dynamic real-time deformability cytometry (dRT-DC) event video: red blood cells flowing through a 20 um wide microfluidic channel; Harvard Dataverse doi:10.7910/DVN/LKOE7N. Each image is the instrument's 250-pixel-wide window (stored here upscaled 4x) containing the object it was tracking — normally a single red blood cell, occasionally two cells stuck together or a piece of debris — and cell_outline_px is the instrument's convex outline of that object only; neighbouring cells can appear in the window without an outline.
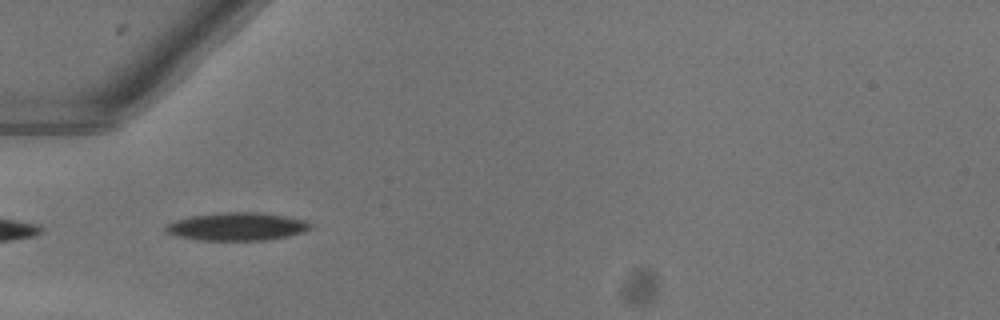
{"species": "common noctule bat (a hibernating species)", "species_latin": "Nyctalus noctula", "temperature_condition": "warm", "stored_images_in_passage": 22, "camera_frame_rate_fps": 3000, "um_per_image_px": 0.085, "animal": {"sex": "female"}, "frame": {"image": 1, "passage_image": 1, "time_ms": 0.0, "image_size_px": [1000, 320], "cell_outline_px": [[312, 228], [304, 232], [264, 240], [196, 240], [176, 236], [164, 232], [164, 228], [168, 224], [176, 220], [192, 216], [220, 212], [260, 212], [308, 220], [312, 224]], "centroid_in_image_um": [20.14, 19.25], "position_along_channel_um": 64.9, "area_um2": 23.64}}
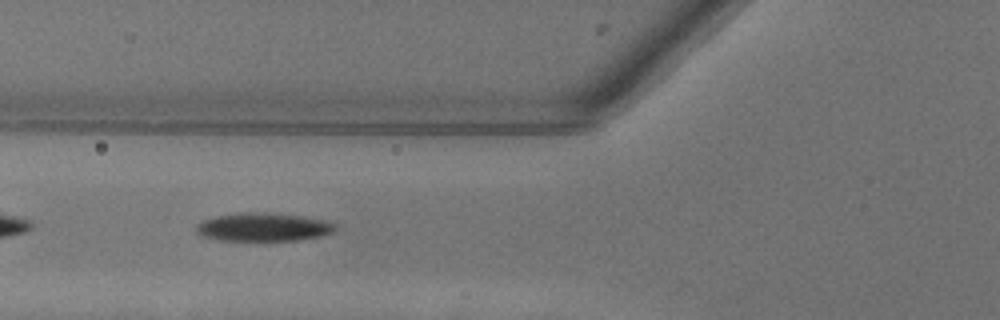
{"frame": {"image": 2, "passage_image": 4, "time_ms": 1.0, "image_size_px": [1000, 320], "cell_outline_px": [[336, 232], [324, 236], [300, 240], [220, 240], [200, 236], [196, 232], [196, 224], [204, 220], [216, 216], [236, 212], [252, 212], [300, 216], [320, 220], [332, 224], [336, 228]], "centroid_in_image_um": [22.34, 19.31], "position_along_channel_um": 103.5, "area_um2": 22.77}}
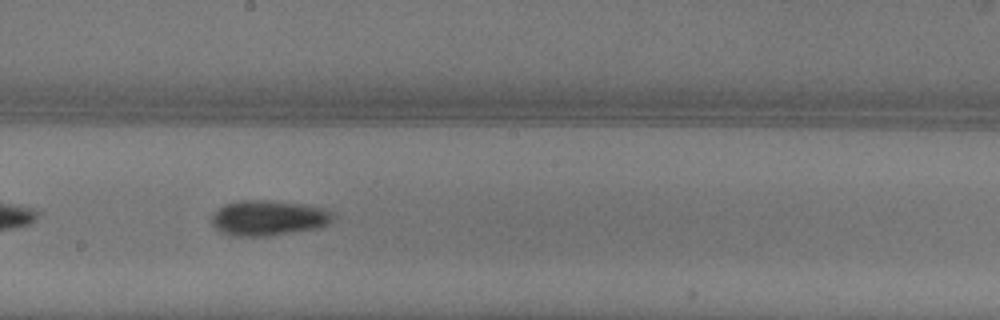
{"frame": {"image": 3, "passage_image": 13, "time_ms": 4.0, "image_size_px": [1000, 320], "cell_outline_px": [[336, 216], [328, 224], [320, 228], [272, 236], [228, 236], [220, 232], [208, 220], [212, 212], [224, 204], [240, 200], [264, 200], [304, 204], [328, 208], [336, 212]], "centroid_in_image_um": [22.83, 18.53], "position_along_channel_um": 225.4, "area_um2": 25.84}}